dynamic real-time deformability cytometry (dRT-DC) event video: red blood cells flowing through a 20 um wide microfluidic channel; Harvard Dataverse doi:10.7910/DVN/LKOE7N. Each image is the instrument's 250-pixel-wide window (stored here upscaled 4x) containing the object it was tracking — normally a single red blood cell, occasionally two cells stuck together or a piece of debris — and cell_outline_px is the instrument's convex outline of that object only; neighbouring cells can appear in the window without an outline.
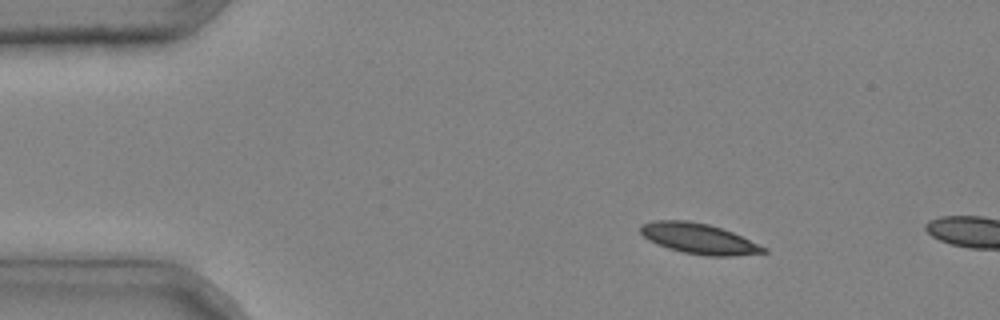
{"species": "common noctule bat (a hibernating species)", "species_latin": "Nyctalus noctula", "temperature_condition": "cold", "stored_images_in_passage": 3, "camera_frame_rate_fps": 3000, "um_per_image_px": 0.085, "animal": {"sex": "male", "body_mass_g": 20.4}, "frame": {"image": 1, "passage_image": 2, "time_ms": 0.333, "image_size_px": [1000, 320], "cell_outline_px": [[768, 252], [732, 256], [704, 256], [684, 252], [668, 248], [656, 244], [648, 240], [640, 232], [640, 224], [652, 220], [688, 220], [708, 224], [732, 232], [768, 248]], "centroid_in_image_um": [59.37, 20.28], "position_along_channel_um": 25.6, "area_um2": 21.91}}